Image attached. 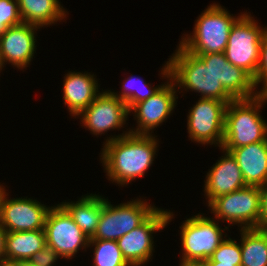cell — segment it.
<instances>
[{"instance_id":"obj_34","label":"cell","mask_w":267,"mask_h":266,"mask_svg":"<svg viewBox=\"0 0 267 266\" xmlns=\"http://www.w3.org/2000/svg\"><path fill=\"white\" fill-rule=\"evenodd\" d=\"M0 266H9V264H8V263H5V262H3V263H0Z\"/></svg>"},{"instance_id":"obj_8","label":"cell","mask_w":267,"mask_h":266,"mask_svg":"<svg viewBox=\"0 0 267 266\" xmlns=\"http://www.w3.org/2000/svg\"><path fill=\"white\" fill-rule=\"evenodd\" d=\"M260 189L249 186L215 198L208 210L218 222L238 229H260ZM220 220V221H219Z\"/></svg>"},{"instance_id":"obj_19","label":"cell","mask_w":267,"mask_h":266,"mask_svg":"<svg viewBox=\"0 0 267 266\" xmlns=\"http://www.w3.org/2000/svg\"><path fill=\"white\" fill-rule=\"evenodd\" d=\"M46 246L44 230L7 232L5 236V263L20 265L28 262Z\"/></svg>"},{"instance_id":"obj_15","label":"cell","mask_w":267,"mask_h":266,"mask_svg":"<svg viewBox=\"0 0 267 266\" xmlns=\"http://www.w3.org/2000/svg\"><path fill=\"white\" fill-rule=\"evenodd\" d=\"M40 27L22 22L11 26L0 36V68L6 64L21 71L30 66L37 50V32Z\"/></svg>"},{"instance_id":"obj_17","label":"cell","mask_w":267,"mask_h":266,"mask_svg":"<svg viewBox=\"0 0 267 266\" xmlns=\"http://www.w3.org/2000/svg\"><path fill=\"white\" fill-rule=\"evenodd\" d=\"M63 78V104L76 119L102 92L100 83L96 75L88 71L71 70Z\"/></svg>"},{"instance_id":"obj_6","label":"cell","mask_w":267,"mask_h":266,"mask_svg":"<svg viewBox=\"0 0 267 266\" xmlns=\"http://www.w3.org/2000/svg\"><path fill=\"white\" fill-rule=\"evenodd\" d=\"M140 198V199H139ZM120 204H111L103 196L98 227L89 240H115L140 226L158 207L140 196Z\"/></svg>"},{"instance_id":"obj_21","label":"cell","mask_w":267,"mask_h":266,"mask_svg":"<svg viewBox=\"0 0 267 266\" xmlns=\"http://www.w3.org/2000/svg\"><path fill=\"white\" fill-rule=\"evenodd\" d=\"M18 8L22 22L40 28L64 22L69 15L60 0H18Z\"/></svg>"},{"instance_id":"obj_5","label":"cell","mask_w":267,"mask_h":266,"mask_svg":"<svg viewBox=\"0 0 267 266\" xmlns=\"http://www.w3.org/2000/svg\"><path fill=\"white\" fill-rule=\"evenodd\" d=\"M204 215L199 212L181 222L180 260L205 262L227 237L228 226L222 228L216 219Z\"/></svg>"},{"instance_id":"obj_33","label":"cell","mask_w":267,"mask_h":266,"mask_svg":"<svg viewBox=\"0 0 267 266\" xmlns=\"http://www.w3.org/2000/svg\"><path fill=\"white\" fill-rule=\"evenodd\" d=\"M18 266H33V265H29L27 262H25V263H22V264H20Z\"/></svg>"},{"instance_id":"obj_27","label":"cell","mask_w":267,"mask_h":266,"mask_svg":"<svg viewBox=\"0 0 267 266\" xmlns=\"http://www.w3.org/2000/svg\"><path fill=\"white\" fill-rule=\"evenodd\" d=\"M256 87L258 90L260 89L261 93H267V27L261 40L260 57L256 72Z\"/></svg>"},{"instance_id":"obj_28","label":"cell","mask_w":267,"mask_h":266,"mask_svg":"<svg viewBox=\"0 0 267 266\" xmlns=\"http://www.w3.org/2000/svg\"><path fill=\"white\" fill-rule=\"evenodd\" d=\"M62 259L57 252L50 246L46 245L44 248L35 253L27 262L33 266H57L56 262Z\"/></svg>"},{"instance_id":"obj_23","label":"cell","mask_w":267,"mask_h":266,"mask_svg":"<svg viewBox=\"0 0 267 266\" xmlns=\"http://www.w3.org/2000/svg\"><path fill=\"white\" fill-rule=\"evenodd\" d=\"M164 83L165 82L154 87L153 84L147 83L140 76L136 77L131 74L129 77L123 79L121 83L122 90L115 92V90L112 91L110 89V91L115 97L124 101L130 110L136 103L144 101L154 95Z\"/></svg>"},{"instance_id":"obj_31","label":"cell","mask_w":267,"mask_h":266,"mask_svg":"<svg viewBox=\"0 0 267 266\" xmlns=\"http://www.w3.org/2000/svg\"><path fill=\"white\" fill-rule=\"evenodd\" d=\"M179 266H207L205 262H195V261H183L180 260Z\"/></svg>"},{"instance_id":"obj_16","label":"cell","mask_w":267,"mask_h":266,"mask_svg":"<svg viewBox=\"0 0 267 266\" xmlns=\"http://www.w3.org/2000/svg\"><path fill=\"white\" fill-rule=\"evenodd\" d=\"M223 155L208 169L204 180V197L208 206L215 198L246 187L241 169L232 154L220 148Z\"/></svg>"},{"instance_id":"obj_2","label":"cell","mask_w":267,"mask_h":266,"mask_svg":"<svg viewBox=\"0 0 267 266\" xmlns=\"http://www.w3.org/2000/svg\"><path fill=\"white\" fill-rule=\"evenodd\" d=\"M129 128L118 135L107 136L100 151V163L106 178L119 187L145 176L154 164L159 138L132 134Z\"/></svg>"},{"instance_id":"obj_20","label":"cell","mask_w":267,"mask_h":266,"mask_svg":"<svg viewBox=\"0 0 267 266\" xmlns=\"http://www.w3.org/2000/svg\"><path fill=\"white\" fill-rule=\"evenodd\" d=\"M72 217L75 224L90 239L94 236L103 208L102 194L87 193L77 201L64 200L59 203Z\"/></svg>"},{"instance_id":"obj_30","label":"cell","mask_w":267,"mask_h":266,"mask_svg":"<svg viewBox=\"0 0 267 266\" xmlns=\"http://www.w3.org/2000/svg\"><path fill=\"white\" fill-rule=\"evenodd\" d=\"M6 231L0 225V263L5 261V236Z\"/></svg>"},{"instance_id":"obj_24","label":"cell","mask_w":267,"mask_h":266,"mask_svg":"<svg viewBox=\"0 0 267 266\" xmlns=\"http://www.w3.org/2000/svg\"><path fill=\"white\" fill-rule=\"evenodd\" d=\"M88 247L93 249V266H130L115 240H89Z\"/></svg>"},{"instance_id":"obj_14","label":"cell","mask_w":267,"mask_h":266,"mask_svg":"<svg viewBox=\"0 0 267 266\" xmlns=\"http://www.w3.org/2000/svg\"><path fill=\"white\" fill-rule=\"evenodd\" d=\"M129 109L124 101L115 97L110 90H103L97 98L78 116L82 128L91 134L101 136L108 131L125 128Z\"/></svg>"},{"instance_id":"obj_7","label":"cell","mask_w":267,"mask_h":266,"mask_svg":"<svg viewBox=\"0 0 267 266\" xmlns=\"http://www.w3.org/2000/svg\"><path fill=\"white\" fill-rule=\"evenodd\" d=\"M254 17L246 10L234 23L224 53L228 62L248 72L256 85L261 40L267 26L260 25Z\"/></svg>"},{"instance_id":"obj_18","label":"cell","mask_w":267,"mask_h":266,"mask_svg":"<svg viewBox=\"0 0 267 266\" xmlns=\"http://www.w3.org/2000/svg\"><path fill=\"white\" fill-rule=\"evenodd\" d=\"M238 163L246 185L267 183V140L244 145L229 151Z\"/></svg>"},{"instance_id":"obj_11","label":"cell","mask_w":267,"mask_h":266,"mask_svg":"<svg viewBox=\"0 0 267 266\" xmlns=\"http://www.w3.org/2000/svg\"><path fill=\"white\" fill-rule=\"evenodd\" d=\"M227 103L199 98L187 114V133L192 142L222 147Z\"/></svg>"},{"instance_id":"obj_25","label":"cell","mask_w":267,"mask_h":266,"mask_svg":"<svg viewBox=\"0 0 267 266\" xmlns=\"http://www.w3.org/2000/svg\"><path fill=\"white\" fill-rule=\"evenodd\" d=\"M242 256L240 241L232 239L227 235L218 248L213 252L209 259L205 262H218V264H232L233 266H241Z\"/></svg>"},{"instance_id":"obj_22","label":"cell","mask_w":267,"mask_h":266,"mask_svg":"<svg viewBox=\"0 0 267 266\" xmlns=\"http://www.w3.org/2000/svg\"><path fill=\"white\" fill-rule=\"evenodd\" d=\"M241 266H267V230L239 229Z\"/></svg>"},{"instance_id":"obj_3","label":"cell","mask_w":267,"mask_h":266,"mask_svg":"<svg viewBox=\"0 0 267 266\" xmlns=\"http://www.w3.org/2000/svg\"><path fill=\"white\" fill-rule=\"evenodd\" d=\"M267 103V93L250 99L229 102L225 111L222 149L230 151L267 140V121L260 114Z\"/></svg>"},{"instance_id":"obj_9","label":"cell","mask_w":267,"mask_h":266,"mask_svg":"<svg viewBox=\"0 0 267 266\" xmlns=\"http://www.w3.org/2000/svg\"><path fill=\"white\" fill-rule=\"evenodd\" d=\"M161 77L165 83L151 97L144 101L136 103L130 110L133 119L136 120L137 126L129 128L132 134L153 135L155 128L161 126L163 122L173 114L177 106L178 92L175 84L170 79V71L165 61L161 68Z\"/></svg>"},{"instance_id":"obj_4","label":"cell","mask_w":267,"mask_h":266,"mask_svg":"<svg viewBox=\"0 0 267 266\" xmlns=\"http://www.w3.org/2000/svg\"><path fill=\"white\" fill-rule=\"evenodd\" d=\"M244 13L236 16L220 3H211L195 20L192 33L182 34L178 44L191 54L224 53L230 30Z\"/></svg>"},{"instance_id":"obj_13","label":"cell","mask_w":267,"mask_h":266,"mask_svg":"<svg viewBox=\"0 0 267 266\" xmlns=\"http://www.w3.org/2000/svg\"><path fill=\"white\" fill-rule=\"evenodd\" d=\"M8 190L0 185V225L6 232L44 230L45 219L52 206L42 204L37 198L9 199Z\"/></svg>"},{"instance_id":"obj_32","label":"cell","mask_w":267,"mask_h":266,"mask_svg":"<svg viewBox=\"0 0 267 266\" xmlns=\"http://www.w3.org/2000/svg\"><path fill=\"white\" fill-rule=\"evenodd\" d=\"M207 266H233L232 264H218V262H205Z\"/></svg>"},{"instance_id":"obj_26","label":"cell","mask_w":267,"mask_h":266,"mask_svg":"<svg viewBox=\"0 0 267 266\" xmlns=\"http://www.w3.org/2000/svg\"><path fill=\"white\" fill-rule=\"evenodd\" d=\"M21 23L18 0H0V36L7 28Z\"/></svg>"},{"instance_id":"obj_12","label":"cell","mask_w":267,"mask_h":266,"mask_svg":"<svg viewBox=\"0 0 267 266\" xmlns=\"http://www.w3.org/2000/svg\"><path fill=\"white\" fill-rule=\"evenodd\" d=\"M44 231L46 245L50 246L64 260L70 261L81 249L86 252L89 248V238L58 203L49 209Z\"/></svg>"},{"instance_id":"obj_1","label":"cell","mask_w":267,"mask_h":266,"mask_svg":"<svg viewBox=\"0 0 267 266\" xmlns=\"http://www.w3.org/2000/svg\"><path fill=\"white\" fill-rule=\"evenodd\" d=\"M167 64L170 79L179 93L190 90L200 94V98L227 104L237 99L254 98L261 93L253 77L228 62L225 53L191 54L178 44Z\"/></svg>"},{"instance_id":"obj_29","label":"cell","mask_w":267,"mask_h":266,"mask_svg":"<svg viewBox=\"0 0 267 266\" xmlns=\"http://www.w3.org/2000/svg\"><path fill=\"white\" fill-rule=\"evenodd\" d=\"M260 189V229L267 230V183L259 187Z\"/></svg>"},{"instance_id":"obj_10","label":"cell","mask_w":267,"mask_h":266,"mask_svg":"<svg viewBox=\"0 0 267 266\" xmlns=\"http://www.w3.org/2000/svg\"><path fill=\"white\" fill-rule=\"evenodd\" d=\"M174 213L157 208L140 226L117 240L124 259L130 266H144L153 259L154 234L170 224ZM151 259V260H150Z\"/></svg>"}]
</instances>
